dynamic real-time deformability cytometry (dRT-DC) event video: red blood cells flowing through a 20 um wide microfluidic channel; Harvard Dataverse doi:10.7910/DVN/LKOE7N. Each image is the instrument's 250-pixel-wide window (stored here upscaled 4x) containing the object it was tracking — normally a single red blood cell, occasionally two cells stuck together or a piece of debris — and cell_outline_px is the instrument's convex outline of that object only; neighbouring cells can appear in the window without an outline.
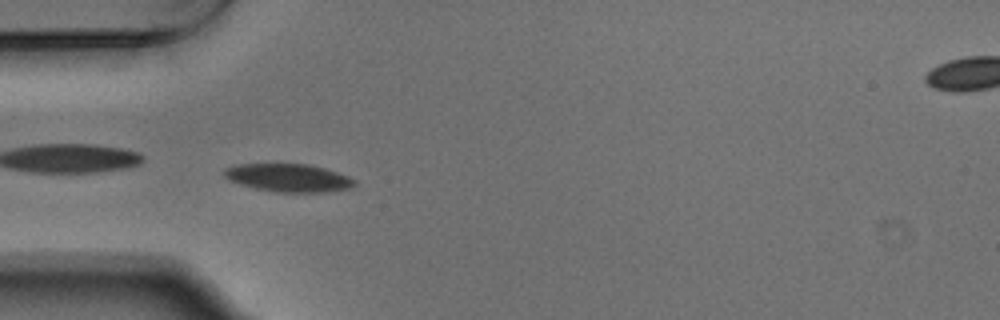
{"species": "Egyptian fruit bat (a non-hibernating species)", "species_latin": "Rousettus aegyptiacus", "temperature_condition": "warm", "stored_images_in_passage": 39, "camera_frame_rate_fps": 3000, "um_per_image_px": 0.085, "animal": {"sex": "male"}, "frame": {"image": 1, "passage_image": 1, "time_ms": 0.0, "image_size_px": [1000, 320], "cell_outline_px": [[356, 184], [352, 188], [328, 192], [276, 192], [256, 188], [240, 184], [228, 180], [224, 176], [224, 168], [236, 164], [308, 164], [324, 168], [348, 176], [356, 180]], "centroid_in_image_um": [24.53, 15.11], "position_along_channel_um": 60.5, "area_um2": 21.33}}
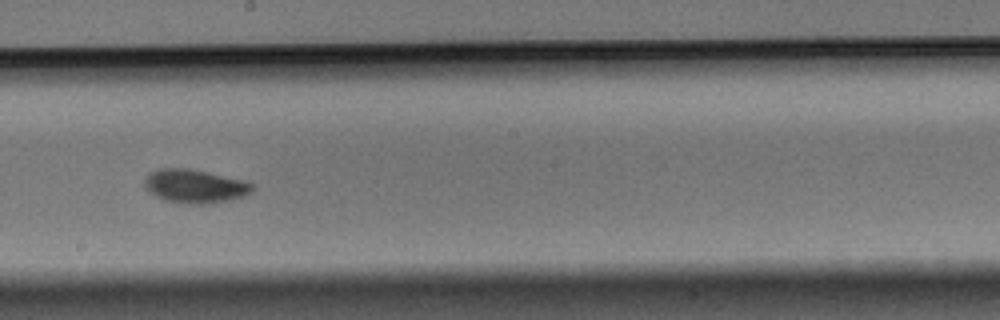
{"frame": {"image": 2, "passage_image": 15, "time_ms": 4.667, "image_size_px": [1000, 320], "cell_outline_px": [[256, 188], [252, 192], [244, 196], [232, 200], [208, 204], [188, 204], [164, 200], [156, 196], [144, 184], [144, 180], [148, 172], [160, 168], [188, 168], [208, 172], [256, 184]], "centroid_in_image_um": [16.6, 15.83], "position_along_channel_um": 231.6, "area_um2": 21.21}}
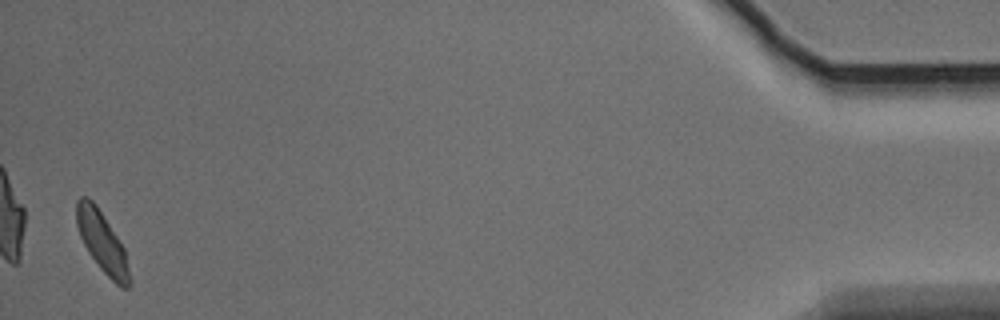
{"frame": {"image": 3, "passage_image": 38, "time_ms": 12.333, "image_size_px": [1000, 320], "cell_outline_px": [[132, 284], [128, 288], [120, 288], [100, 268], [88, 252], [80, 236], [76, 224], [76, 200], [80, 196], [88, 196], [96, 204], [124, 248], [132, 280]], "centroid_in_image_um": [8.69, 20.59], "position_along_channel_um": 426.5, "area_um2": 18.79}, "authors_computed_cell_mechanics": {"area_um2": 19.8832, "velocity_mm_per_s": 3.6966, "shape_relaxation_time_tau1_ms": 2.9998, "shape_relaxation_time_tau2_ms": 8.2718, "deformation_change_tau1": 0.1046, "deformation_change_tau2": 0.0915}}